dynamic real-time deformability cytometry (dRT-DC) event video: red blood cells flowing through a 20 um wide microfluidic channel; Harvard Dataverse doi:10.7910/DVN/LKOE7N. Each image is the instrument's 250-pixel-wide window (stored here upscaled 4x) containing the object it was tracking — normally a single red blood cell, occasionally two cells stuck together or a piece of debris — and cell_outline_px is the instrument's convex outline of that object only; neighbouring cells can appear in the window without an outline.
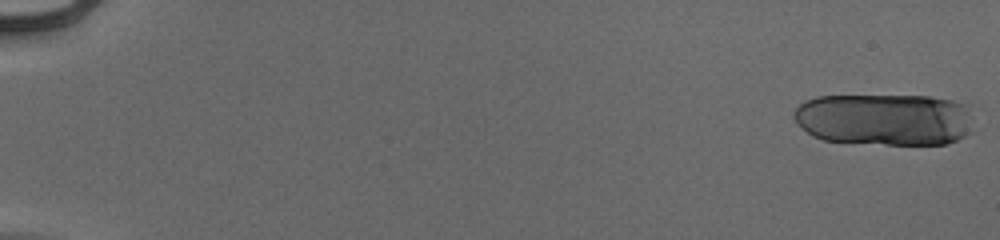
{"species": "human", "species_latin": "Homo sapiens", "temperature_condition": "cold", "stored_images_in_passage": 22, "camera_frame_rate_fps": 3000, "um_per_image_px": 0.085, "donor": {"sex": "male"}, "frame": {"image": 1, "passage_image": 1, "time_ms": 0.0, "image_size_px": [1000, 240], "cell_outline_px": [[972, 132], [948, 144], [888, 144], [824, 140], [812, 136], [800, 128], [796, 124], [792, 116], [792, 112], [804, 100], [816, 96], [928, 96], [952, 100], [972, 104]], "centroid_in_image_um": [75.22, 10.14], "position_along_channel_um": 9.8, "area_um2": 55.43}}
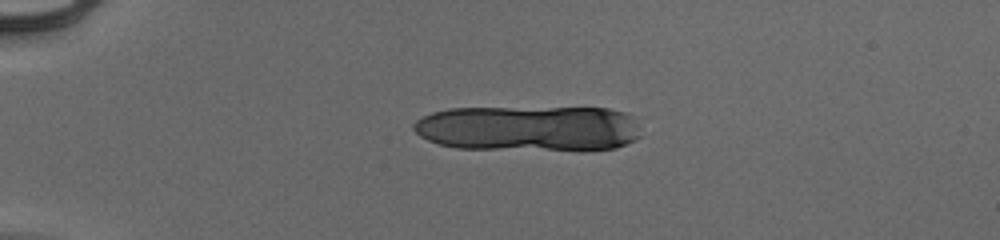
{"frame": {"image": 2, "passage_image": 14, "time_ms": 4.333, "image_size_px": [1000, 240], "cell_outline_px": [[640, 136], [636, 140], [616, 148], [584, 152], [580, 152], [456, 148], [440, 144], [428, 140], [420, 136], [412, 128], [412, 124], [416, 120], [432, 112], [448, 108], [608, 108], [624, 112], [632, 116], [636, 124]], "centroid_in_image_um": [44.97, 10.95], "position_along_channel_um": 40.0, "area_um2": 62.02}}